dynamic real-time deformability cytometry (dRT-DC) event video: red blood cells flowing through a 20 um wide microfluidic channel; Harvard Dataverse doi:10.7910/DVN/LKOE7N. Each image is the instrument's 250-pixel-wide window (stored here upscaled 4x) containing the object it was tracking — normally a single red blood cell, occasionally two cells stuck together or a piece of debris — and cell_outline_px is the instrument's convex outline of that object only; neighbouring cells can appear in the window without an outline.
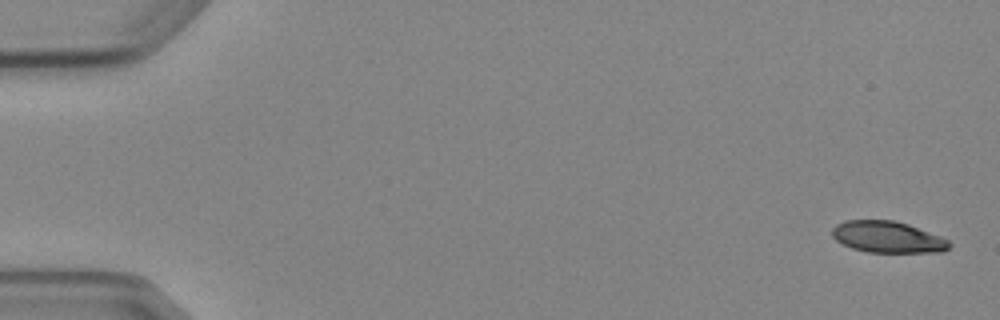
{"species": "Egyptian fruit bat (a non-hibernating species)", "species_latin": "Rousettus aegyptiacus", "temperature_condition": "cold", "stored_images_in_passage": 5, "camera_frame_rate_fps": 3000, "um_per_image_px": 0.085, "animal": {"sex": "female"}, "frame": {"image": 1, "passage_image": 1, "time_ms": 0.0, "image_size_px": [1000, 320], "cell_outline_px": [[952, 244], [944, 252], [868, 252], [852, 248], [836, 240], [832, 236], [832, 228], [836, 224], [844, 220], [892, 220], [908, 224], [940, 236], [948, 240]], "centroid_in_image_um": [75.44, 20.14], "position_along_channel_um": 9.6, "area_um2": 21.44}}
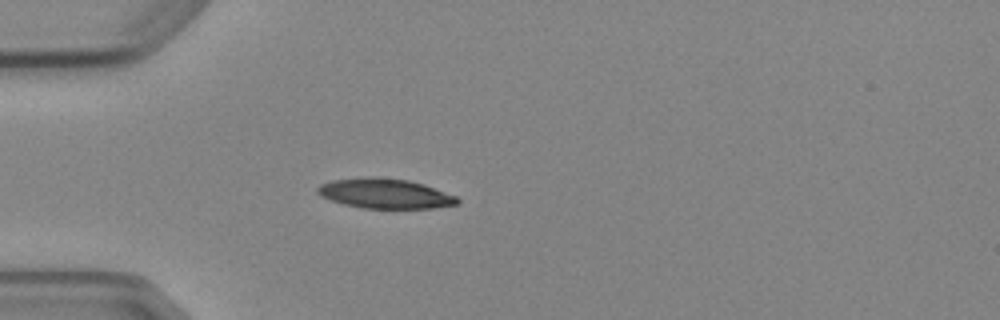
{"frame": {"image": 2, "passage_image": 5, "time_ms": 4.667, "image_size_px": [1000, 320], "cell_outline_px": [[460, 204], [432, 208], [364, 208], [344, 204], [320, 196], [316, 192], [316, 188], [320, 184], [332, 180], [376, 176], [408, 180], [424, 184], [456, 196], [460, 200]], "centroid_in_image_um": [32.73, 16.45], "position_along_channel_um": 52.3, "area_um2": 24.33}}